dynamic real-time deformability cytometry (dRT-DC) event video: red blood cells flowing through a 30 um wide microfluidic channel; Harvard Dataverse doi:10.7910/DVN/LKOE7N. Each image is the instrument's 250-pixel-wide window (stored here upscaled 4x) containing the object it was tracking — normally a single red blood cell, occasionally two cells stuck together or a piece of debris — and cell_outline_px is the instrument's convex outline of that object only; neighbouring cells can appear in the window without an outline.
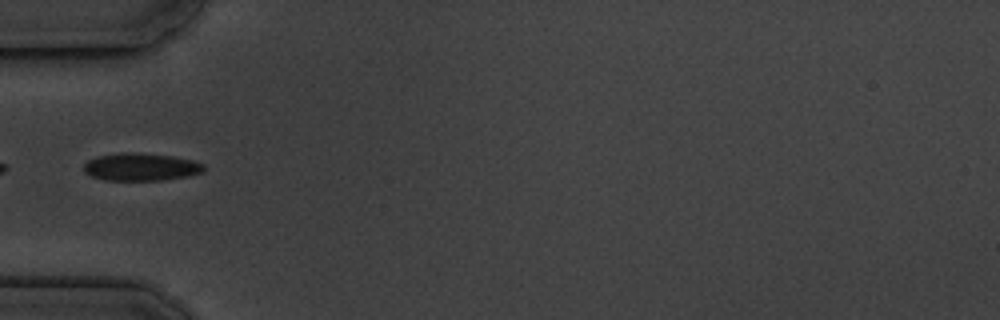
{"species": "common noctule bat (a hibernating species)", "species_latin": "Nyctalus noctula", "temperature_condition": "cold", "stored_images_in_passage": 17, "camera_frame_rate_fps": 3000, "um_per_image_px": 0.085, "animal": {"sex": "male", "body_mass_g": 19.5, "forearm_length_mm": 54.6}, "frame": {"image": 1, "passage_image": 6, "time_ms": 6.0, "image_size_px": [1000, 320], "cell_outline_px": [[204, 172], [188, 176], [160, 180], [104, 180], [92, 176], [84, 172], [84, 164], [88, 160], [96, 156], [120, 152], [132, 152], [172, 156], [192, 160], [204, 164]], "centroid_in_image_um": [11.96, 14.18], "position_along_channel_um": 73.0, "area_um2": 19.36}}
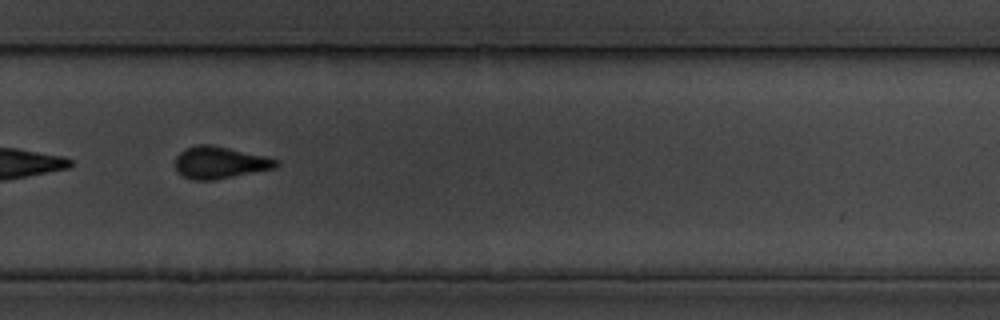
{"frame": {"image": 2, "passage_image": 12, "time_ms": 12.667, "image_size_px": [1000, 320], "cell_outline_px": [[280, 164], [276, 168], [212, 180], [192, 180], [176, 172], [176, 156], [184, 148], [196, 144], [212, 144], [268, 156], [280, 160]], "centroid_in_image_um": [18.71, 13.8], "position_along_channel_um": 311.1, "area_um2": 19.13}}
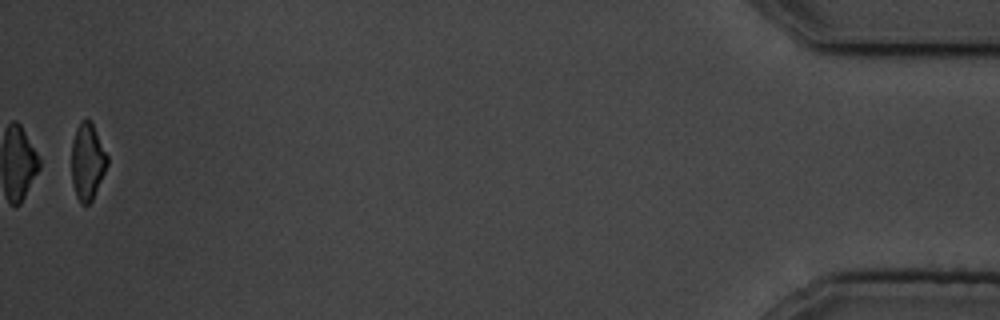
{"frame": {"image": 3, "passage_image": 17, "time_ms": 18.333, "image_size_px": [1000, 320], "cell_outline_px": [[108, 164], [92, 200], [88, 204], [80, 204], [76, 196], [72, 184], [72, 140], [76, 128], [80, 120], [92, 120], [108, 156]], "centroid_in_image_um": [7.43, 13.7], "position_along_channel_um": 427.8, "area_um2": 16.13}, "authors_computed_cell_mechanics": {"area_um2": 19.4208, "velocity_mm_per_s": 3.5857, "shape_relaxation_time_tau1_ms": 3.9062, "shape_relaxation_time_tau2_ms": null, "deformation_change_tau1": 0.1038, "deformation_change_tau2": null}}